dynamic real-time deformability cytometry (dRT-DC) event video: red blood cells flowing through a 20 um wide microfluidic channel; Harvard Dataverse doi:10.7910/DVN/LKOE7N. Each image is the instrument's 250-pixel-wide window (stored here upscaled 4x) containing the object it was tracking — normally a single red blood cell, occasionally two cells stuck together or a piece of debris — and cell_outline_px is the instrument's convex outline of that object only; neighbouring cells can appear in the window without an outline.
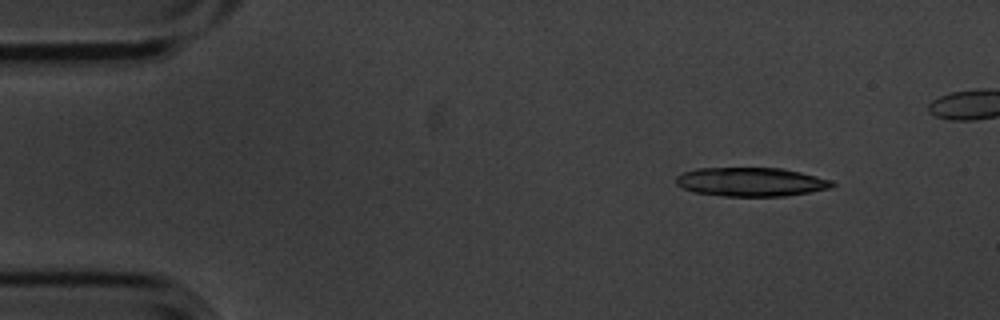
{"species": "common noctule bat (a hibernating species)", "species_latin": "Nyctalus noctula", "temperature_condition": "cold", "stored_images_in_passage": 6, "camera_frame_rate_fps": 3000, "um_per_image_px": 0.085, "animal": {"sex": "male", "body_mass_g": 20.1, "forearm_length_mm": 53.5}, "frame": {"image": 1, "passage_image": 1, "time_ms": 0.0, "image_size_px": [1000, 320], "cell_outline_px": [[836, 184], [832, 188], [788, 196], [724, 196], [692, 192], [676, 184], [676, 176], [684, 172], [696, 168], [780, 168], [800, 172], [832, 180]], "centroid_in_image_um": [63.85, 15.47], "position_along_channel_um": 21.2, "area_um2": 26.36}}
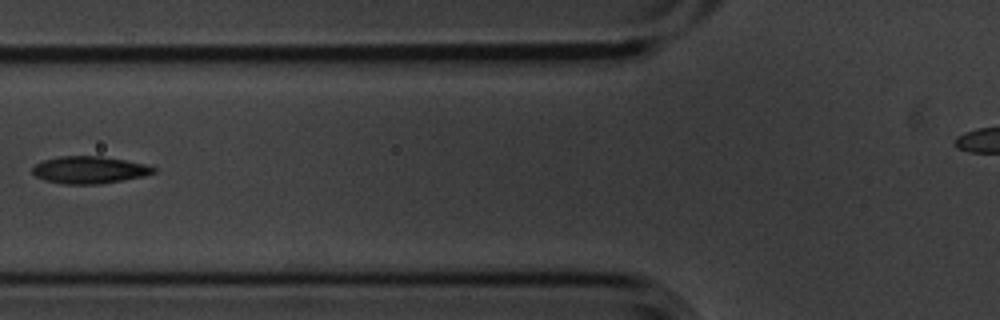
{"frame": {"image": 2, "passage_image": 5, "time_ms": 1.333, "image_size_px": [1000, 320], "cell_outline_px": [[156, 172], [144, 176], [124, 180], [100, 184], [64, 184], [44, 180], [36, 176], [32, 172], [32, 168], [36, 164], [44, 160], [60, 156], [100, 156], [152, 164], [156, 168]], "centroid_in_image_um": [7.66, 14.44], "position_along_channel_um": 118.1, "area_um2": 19.42}}
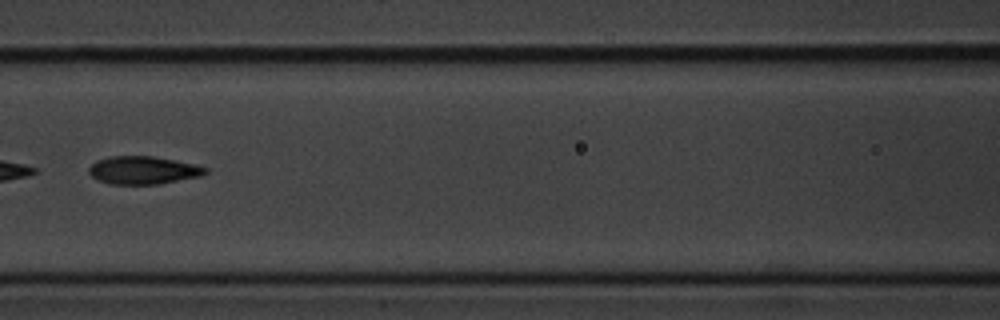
{"frame": {"image": 3, "passage_image": 6, "time_ms": 1.667, "image_size_px": [1000, 320], "cell_outline_px": [[208, 172], [200, 176], [160, 184], [108, 184], [92, 176], [88, 172], [88, 168], [96, 160], [108, 156], [152, 156], [176, 160], [208, 168]], "centroid_in_image_um": [12.15, 14.46], "position_along_channel_um": 154.4, "area_um2": 18.96}}